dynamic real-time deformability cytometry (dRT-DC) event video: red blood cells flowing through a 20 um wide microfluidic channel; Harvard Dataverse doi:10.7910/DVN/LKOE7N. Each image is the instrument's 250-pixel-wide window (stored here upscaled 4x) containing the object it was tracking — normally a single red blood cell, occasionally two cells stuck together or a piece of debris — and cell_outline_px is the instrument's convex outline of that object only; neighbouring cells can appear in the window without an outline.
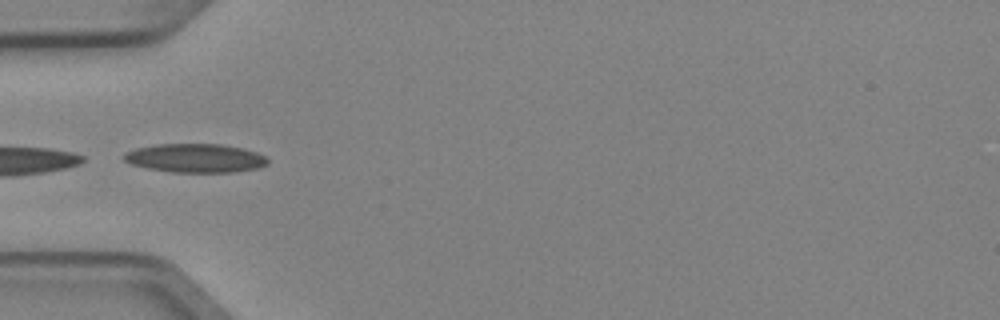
{"species": "Egyptian fruit bat (a non-hibernating species)", "species_latin": "Rousettus aegyptiacus", "temperature_condition": "cold", "stored_images_in_passage": 4, "camera_frame_rate_fps": 3000, "um_per_image_px": 0.085, "animal": {"sex": "female"}, "frame": {"image": 1, "passage_image": 3, "time_ms": 0.667, "image_size_px": [1000, 320], "cell_outline_px": [[268, 164], [256, 168], [232, 172], [172, 172], [148, 168], [132, 164], [124, 160], [120, 156], [124, 152], [136, 148], [156, 144], [220, 144], [244, 148], [256, 152], [264, 156], [268, 160]], "centroid_in_image_um": [16.57, 13.43], "position_along_channel_um": 68.4, "area_um2": 24.1}}
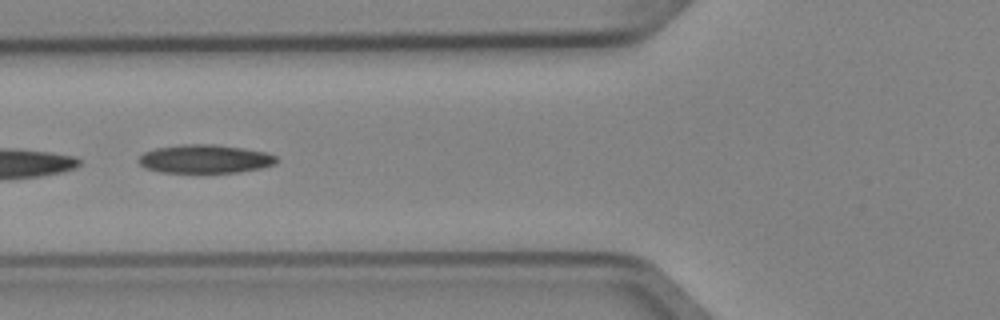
{"frame": {"image": 2, "passage_image": 4, "time_ms": 1.0, "image_size_px": [1000, 320], "cell_outline_px": [[280, 160], [276, 164], [260, 168], [240, 172], [160, 172], [144, 168], [140, 164], [140, 156], [144, 152], [156, 148], [180, 144], [212, 144], [268, 152], [276, 156]], "centroid_in_image_um": [17.45, 13.51], "position_along_channel_um": 108.3, "area_um2": 22.89}}